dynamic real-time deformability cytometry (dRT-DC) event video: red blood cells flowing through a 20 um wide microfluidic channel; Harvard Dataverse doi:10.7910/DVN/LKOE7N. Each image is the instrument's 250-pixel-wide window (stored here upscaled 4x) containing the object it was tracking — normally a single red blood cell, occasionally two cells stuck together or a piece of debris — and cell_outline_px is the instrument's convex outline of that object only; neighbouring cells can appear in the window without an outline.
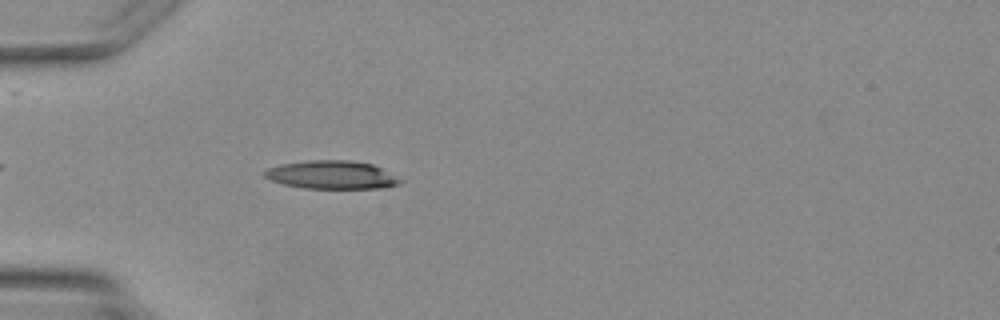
{"species": "Egyptian fruit bat (a non-hibernating species)", "species_latin": "Rousettus aegyptiacus", "temperature_condition": "warm", "stored_images_in_passage": 3, "camera_frame_rate_fps": 3000, "um_per_image_px": 0.085, "animal": {"sex": "female"}, "frame": {"image": 1, "passage_image": 3, "time_ms": 3.333, "image_size_px": [1000, 320], "cell_outline_px": [[404, 180], [400, 184], [384, 188], [304, 188], [284, 184], [272, 180], [264, 176], [264, 172], [268, 168], [284, 164], [308, 160], [348, 160], [372, 164]], "centroid_in_image_um": [28.23, 14.86], "position_along_channel_um": 56.8, "area_um2": 22.08}}